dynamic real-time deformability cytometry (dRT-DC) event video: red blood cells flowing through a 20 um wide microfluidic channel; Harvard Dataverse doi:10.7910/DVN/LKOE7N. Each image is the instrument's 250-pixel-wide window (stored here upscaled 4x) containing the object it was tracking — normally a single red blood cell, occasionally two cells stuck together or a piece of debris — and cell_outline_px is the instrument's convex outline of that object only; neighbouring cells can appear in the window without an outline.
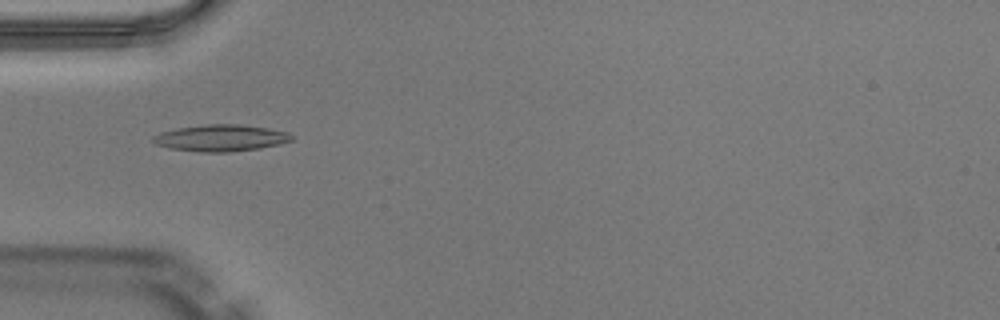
{"species": "Egyptian fruit bat (a non-hibernating species)", "species_latin": "Rousettus aegyptiacus", "temperature_condition": "warm", "stored_images_in_passage": 32, "camera_frame_rate_fps": 3000, "um_per_image_px": 0.085, "animal": {"sex": "male"}, "frame": {"image": 1, "passage_image": 1, "time_ms": 0.0, "image_size_px": [1000, 320], "cell_outline_px": [[292, 140], [280, 144], [260, 148], [228, 152], [200, 152], [168, 148], [156, 144], [152, 140], [152, 136], [160, 132], [176, 128], [208, 124], [240, 124], [268, 128], [288, 132], [292, 136]], "centroid_in_image_um": [18.75, 11.72], "position_along_channel_um": 66.3, "area_um2": 21.56}}
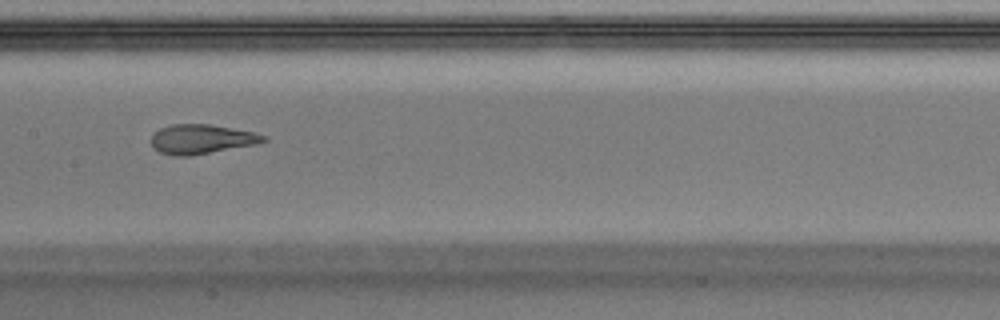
{"frame": {"image": 2, "passage_image": 10, "time_ms": 3.0, "image_size_px": [1000, 320], "cell_outline_px": [[268, 140], [256, 144], [188, 156], [176, 156], [160, 152], [152, 148], [152, 136], [160, 128], [172, 124], [208, 124], [252, 132], [268, 136]], "centroid_in_image_um": [17.12, 11.83], "position_along_channel_um": 190.3, "area_um2": 19.02}, "authors_computed_cell_mechanics": {"area_um2": 19.8832, "velocity_mm_per_s": 4.1181, "shape_relaxation_time_tau1_ms": 6.781, "shape_relaxation_time_tau2_ms": 0.9284, "deformation_change_tau1": 0.264, "deformation_change_tau2": 0.085}}